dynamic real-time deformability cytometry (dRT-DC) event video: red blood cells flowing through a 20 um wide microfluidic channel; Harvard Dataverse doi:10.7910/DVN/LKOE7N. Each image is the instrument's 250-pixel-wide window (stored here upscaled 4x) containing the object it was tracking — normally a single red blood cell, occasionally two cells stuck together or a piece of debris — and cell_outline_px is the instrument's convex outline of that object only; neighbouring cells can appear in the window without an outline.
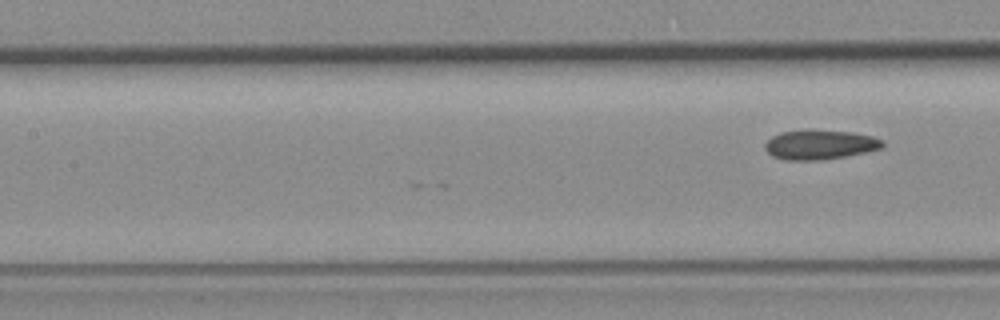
{"species": "common noctule bat (a hibernating species)", "species_latin": "Nyctalus noctula", "temperature_condition": "room temperature", "stored_images_in_passage": 6, "camera_frame_rate_fps": 3000, "um_per_image_px": 0.085, "animal": {"sex": "female", "body_mass_g": 19.3, "forearm_length_mm": 54.1}, "frame": {"image": 1, "passage_image": 6, "time_ms": 1.667, "image_size_px": [1000, 320], "cell_outline_px": [[884, 144], [880, 148], [864, 152], [824, 160], [784, 160], [772, 156], [764, 148], [764, 144], [772, 136], [780, 132], [808, 128], [812, 128], [852, 132], [872, 136], [884, 140]], "centroid_in_image_um": [69.65, 12.27], "position_along_channel_um": 137.8, "area_um2": 20.63}}